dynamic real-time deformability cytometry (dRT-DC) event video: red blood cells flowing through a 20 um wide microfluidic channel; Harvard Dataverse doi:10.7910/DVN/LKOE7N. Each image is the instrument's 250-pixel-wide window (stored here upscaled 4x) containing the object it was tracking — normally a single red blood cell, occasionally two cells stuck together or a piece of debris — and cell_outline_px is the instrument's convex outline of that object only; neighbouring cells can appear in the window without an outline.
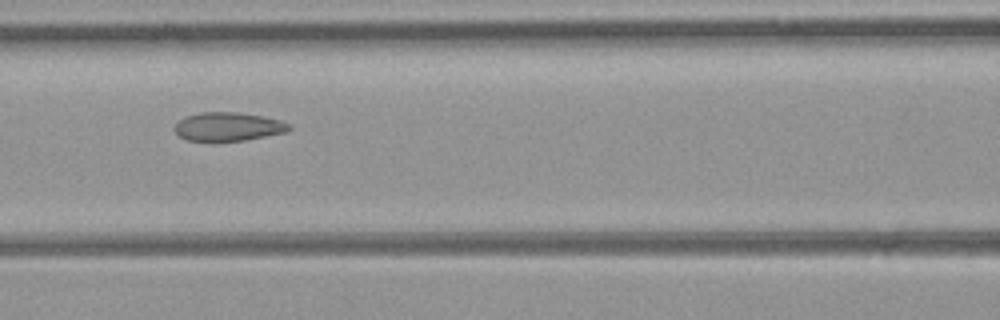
{"species": "common noctule bat (a hibernating species)", "species_latin": "Nyctalus noctula", "temperature_condition": "room temperature", "stored_images_in_passage": 3, "camera_frame_rate_fps": 3000, "um_per_image_px": 0.085, "animal": {"sex": "female", "body_mass_g": 21.9}, "frame": {"image": 1, "passage_image": 3, "time_ms": 0.667, "image_size_px": [1000, 320], "cell_outline_px": [[292, 128], [284, 132], [244, 140], [212, 144], [184, 140], [176, 136], [172, 128], [180, 120], [188, 116], [200, 112], [236, 112], [264, 116], [280, 120], [292, 124]], "centroid_in_image_um": [19.31, 10.81], "position_along_channel_um": 147.3, "area_um2": 19.88}}